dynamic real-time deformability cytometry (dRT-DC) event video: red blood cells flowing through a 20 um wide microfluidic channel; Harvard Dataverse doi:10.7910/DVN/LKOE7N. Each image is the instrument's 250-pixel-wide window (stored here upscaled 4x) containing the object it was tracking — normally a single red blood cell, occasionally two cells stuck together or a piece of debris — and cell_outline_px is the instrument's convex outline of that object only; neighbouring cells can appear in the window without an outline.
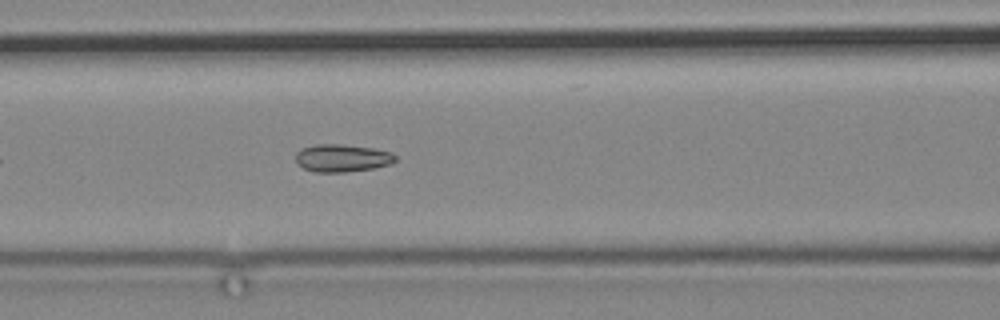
{"species": "common noctule bat (a hibernating species)", "species_latin": "Nyctalus noctula", "temperature_condition": "cold", "stored_images_in_passage": 12, "camera_frame_rate_fps": 3000, "um_per_image_px": 0.085, "animal": {"sex": "male", "body_mass_g": 19.2, "forearm_length_mm": 51.8}, "frame": {"image": 1, "passage_image": 12, "time_ms": 14.333, "image_size_px": [1000, 320], "cell_outline_px": [[396, 160], [392, 164], [372, 168], [344, 172], [316, 172], [304, 168], [296, 164], [296, 152], [304, 148], [316, 144], [340, 144], [372, 148], [392, 152], [396, 156]], "centroid_in_image_um": [29.09, 13.43], "position_along_channel_um": 137.5, "area_um2": 16.01}}